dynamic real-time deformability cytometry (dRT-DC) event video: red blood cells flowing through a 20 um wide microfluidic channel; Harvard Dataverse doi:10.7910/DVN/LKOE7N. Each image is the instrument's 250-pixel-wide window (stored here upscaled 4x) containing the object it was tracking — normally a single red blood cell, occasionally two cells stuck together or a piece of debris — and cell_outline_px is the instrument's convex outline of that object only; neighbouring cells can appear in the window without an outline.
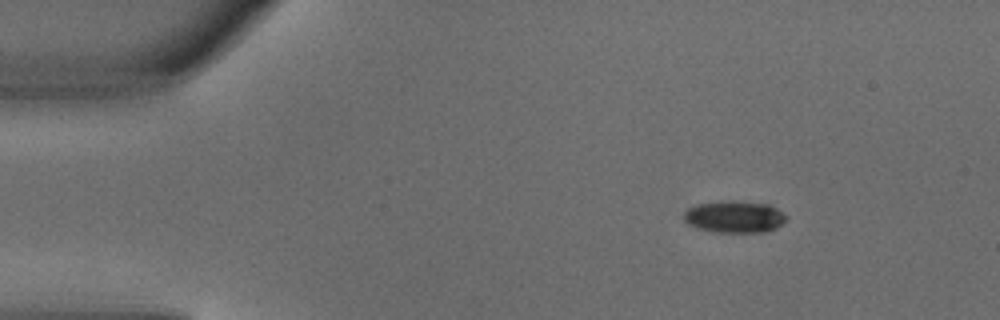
{"species": "common noctule bat (a hibernating species)", "species_latin": "Nyctalus noctula", "temperature_condition": "warm", "stored_images_in_passage": 3, "camera_frame_rate_fps": 3000, "um_per_image_px": 0.085, "animal": {"sex": "male", "body_mass_g": 18.8}, "frame": {"image": 1, "passage_image": 1, "time_ms": 0.0, "image_size_px": [1000, 320], "cell_outline_px": [[788, 220], [776, 228], [764, 232], [716, 232], [696, 228], [688, 224], [684, 220], [684, 212], [688, 208], [696, 204], [768, 204], [776, 208], [788, 216]], "centroid_in_image_um": [62.46, 18.5], "position_along_channel_um": 22.5, "area_um2": 18.15}}